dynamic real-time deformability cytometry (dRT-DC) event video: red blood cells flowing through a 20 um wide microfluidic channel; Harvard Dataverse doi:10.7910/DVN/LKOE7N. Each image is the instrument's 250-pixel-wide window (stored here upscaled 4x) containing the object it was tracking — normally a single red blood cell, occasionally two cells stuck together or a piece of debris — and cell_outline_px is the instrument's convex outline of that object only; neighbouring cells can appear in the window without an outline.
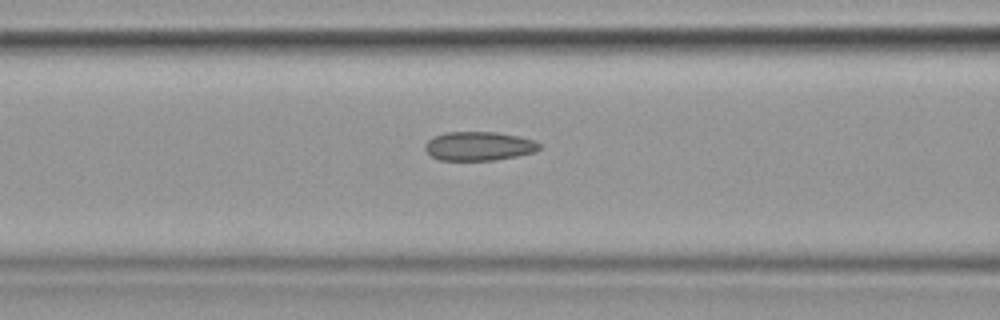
{"species": "common noctule bat (a hibernating species)", "species_latin": "Nyctalus noctula", "temperature_condition": "cold", "stored_images_in_passage": 14, "camera_frame_rate_fps": 3000, "um_per_image_px": 0.085, "animal": {"sex": "female", "body_mass_g": 19.9}, "frame": {"image": 1, "passage_image": 12, "time_ms": 3.667, "image_size_px": [1000, 320], "cell_outline_px": [[540, 148], [536, 152], [496, 160], [440, 160], [432, 156], [424, 148], [424, 144], [432, 136], [444, 132], [496, 132], [516, 136], [532, 140], [540, 144]], "centroid_in_image_um": [40.67, 12.42], "position_along_channel_um": 125.9, "area_um2": 19.25}}